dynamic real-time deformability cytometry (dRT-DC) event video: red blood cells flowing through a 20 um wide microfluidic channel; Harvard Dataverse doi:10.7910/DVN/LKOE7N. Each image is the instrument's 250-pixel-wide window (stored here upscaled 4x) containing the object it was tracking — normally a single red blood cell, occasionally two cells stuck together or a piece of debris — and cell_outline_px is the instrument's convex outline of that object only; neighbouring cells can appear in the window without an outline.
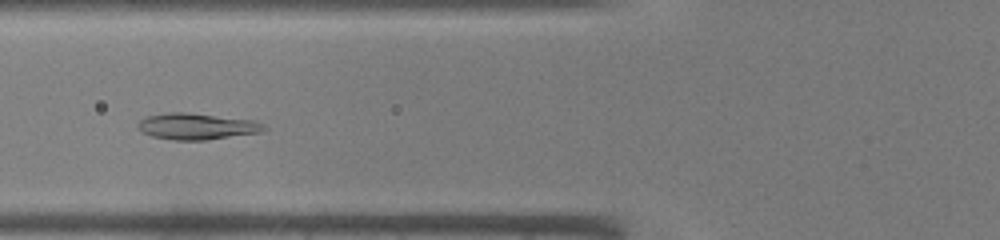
{"species": "common noctule bat (a hibernating species)", "species_latin": "Nyctalus noctula", "temperature_condition": "warm", "stored_images_in_passage": 42, "camera_frame_rate_fps": 3000, "um_per_image_px": 0.085, "animal": {"sex": "male", "body_mass_g": 19.0, "forearm_length_mm": 50.8}, "frame": {"image": 1, "passage_image": 15, "time_ms": 4.667, "image_size_px": [1000, 240], "cell_outline_px": [[268, 128], [260, 132], [204, 140], [172, 140], [152, 136], [144, 132], [140, 128], [140, 120], [148, 116], [172, 112], [184, 112], [252, 120]], "centroid_in_image_um": [16.72, 10.74], "position_along_channel_um": 109.1, "area_um2": 18.73}}
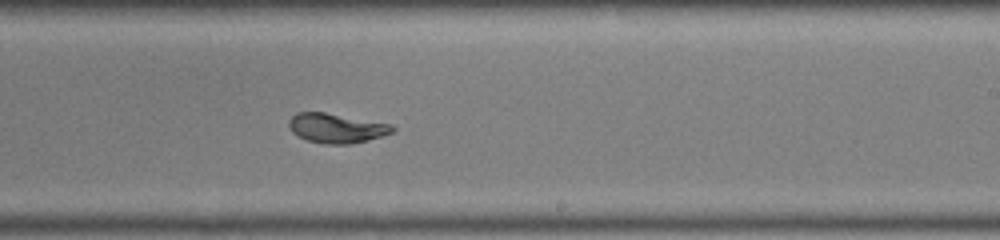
{"frame": {"image": 2, "passage_image": 25, "time_ms": 8.0, "image_size_px": [1000, 240], "cell_outline_px": [[396, 128], [392, 132], [384, 136], [352, 144], [324, 144], [308, 140], [292, 132], [288, 124], [288, 120], [296, 112], [324, 112], [392, 124]], "centroid_in_image_um": [28.61, 10.89], "position_along_channel_um": 260.4, "area_um2": 17.86}}
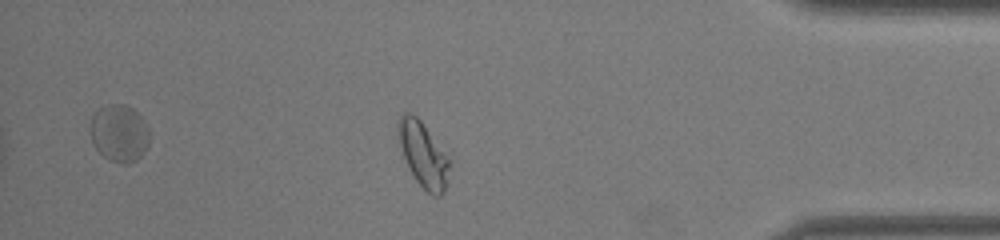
{"frame": {"image": 3, "passage_image": 36, "time_ms": 11.667, "image_size_px": [1000, 240], "cell_outline_px": [[452, 164], [448, 184], [444, 192], [440, 196], [432, 196], [416, 180], [408, 168], [396, 132], [396, 124], [400, 116], [404, 112], [412, 112], [420, 120], [444, 152]], "centroid_in_image_um": [35.98, 13.15], "position_along_channel_um": 399.2, "area_um2": 19.54}}